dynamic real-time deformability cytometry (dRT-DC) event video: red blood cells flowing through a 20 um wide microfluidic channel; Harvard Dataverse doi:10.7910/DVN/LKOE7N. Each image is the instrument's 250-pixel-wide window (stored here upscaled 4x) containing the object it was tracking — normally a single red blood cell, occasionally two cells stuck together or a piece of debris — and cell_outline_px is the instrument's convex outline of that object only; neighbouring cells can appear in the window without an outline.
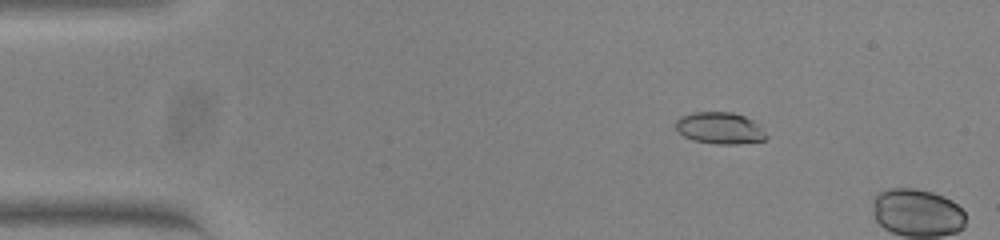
{"species": "common noctule bat (a hibernating species)", "species_latin": "Nyctalus noctula", "temperature_condition": "warm", "stored_images_in_passage": 5, "camera_frame_rate_fps": 3000, "um_per_image_px": 0.085, "animal": {"sex": "female", "body_mass_g": 23.0, "forearm_length_mm": 53.4}, "frame": {"image": 1, "passage_image": 2, "time_ms": 0.333, "image_size_px": [1000, 240], "cell_outline_px": [[768, 136], [764, 140], [736, 144], [716, 144], [692, 140], [684, 136], [676, 128], [676, 120], [680, 116], [692, 112], [732, 112], [744, 116], [752, 120]], "centroid_in_image_um": [61.15, 10.88], "position_along_channel_um": 23.8, "area_um2": 16.59}}